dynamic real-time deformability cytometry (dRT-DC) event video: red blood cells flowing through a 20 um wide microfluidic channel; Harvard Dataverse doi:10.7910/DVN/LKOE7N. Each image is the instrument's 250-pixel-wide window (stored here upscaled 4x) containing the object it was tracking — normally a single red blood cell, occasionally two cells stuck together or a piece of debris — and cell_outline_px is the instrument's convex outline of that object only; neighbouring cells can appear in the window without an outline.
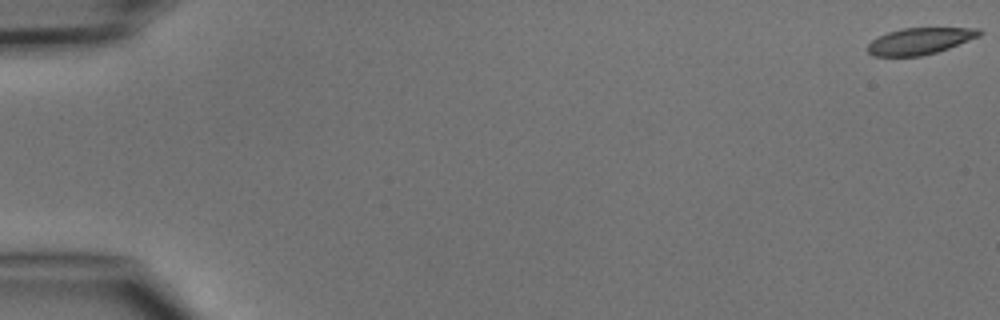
{"species": "common noctule bat (a hibernating species)", "species_latin": "Nyctalus noctula", "temperature_condition": "cold", "stored_images_in_passage": 5, "camera_frame_rate_fps": 3000, "um_per_image_px": 0.085, "animal": {"sex": "male", "body_mass_g": 15.6}, "frame": {"image": 1, "passage_image": 1, "time_ms": 0.0, "image_size_px": [1000, 320], "cell_outline_px": [[984, 32], [980, 36], [948, 48], [936, 52], [920, 56], [876, 56], [868, 52], [868, 44], [872, 40], [888, 32], [900, 28], [980, 28]], "centroid_in_image_um": [78.21, 3.48], "position_along_channel_um": 6.8, "area_um2": 17.17}}
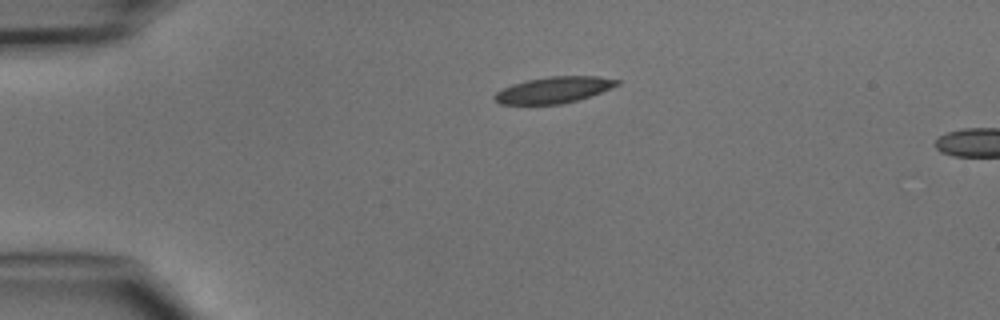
{"frame": {"image": 2, "passage_image": 4, "time_ms": 3.667, "image_size_px": [1000, 320], "cell_outline_px": [[620, 84], [600, 92], [576, 100], [560, 104], [500, 104], [492, 96], [496, 92], [512, 84], [524, 80], [548, 76], [596, 76], [620, 80]], "centroid_in_image_um": [47.04, 7.63], "position_along_channel_um": 38.0, "area_um2": 18.61}}